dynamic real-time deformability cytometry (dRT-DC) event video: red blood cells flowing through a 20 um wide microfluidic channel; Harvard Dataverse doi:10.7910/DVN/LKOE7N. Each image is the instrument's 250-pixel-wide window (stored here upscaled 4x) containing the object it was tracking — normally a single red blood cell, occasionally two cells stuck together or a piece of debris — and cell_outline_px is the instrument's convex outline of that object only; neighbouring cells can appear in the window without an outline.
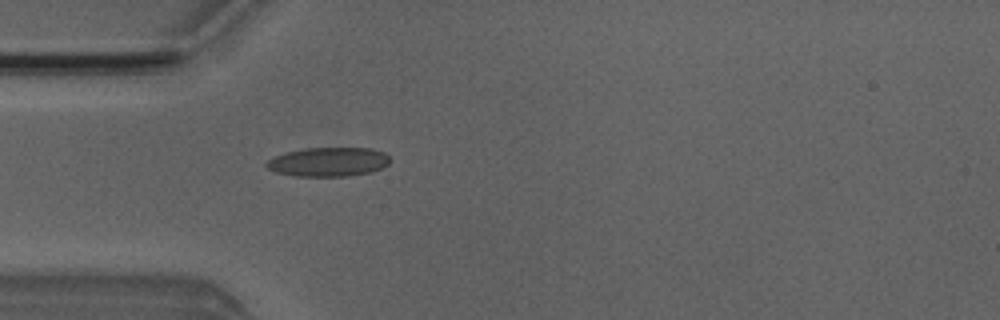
{"species": "Egyptian fruit bat (a non-hibernating species)", "species_latin": "Rousettus aegyptiacus", "temperature_condition": "room temperature", "stored_images_in_passage": 4, "camera_frame_rate_fps": 3000, "um_per_image_px": 0.085, "animal": {"sex": "male"}, "frame": {"image": 1, "passage_image": 4, "time_ms": 3.667, "image_size_px": [1000, 320], "cell_outline_px": [[388, 164], [372, 172], [348, 176], [296, 176], [276, 172], [268, 168], [264, 164], [268, 160], [276, 156], [288, 152], [304, 148], [372, 148], [384, 152], [388, 156]], "centroid_in_image_um": [27.92, 13.76], "position_along_channel_um": 57.1, "area_um2": 20.81}}